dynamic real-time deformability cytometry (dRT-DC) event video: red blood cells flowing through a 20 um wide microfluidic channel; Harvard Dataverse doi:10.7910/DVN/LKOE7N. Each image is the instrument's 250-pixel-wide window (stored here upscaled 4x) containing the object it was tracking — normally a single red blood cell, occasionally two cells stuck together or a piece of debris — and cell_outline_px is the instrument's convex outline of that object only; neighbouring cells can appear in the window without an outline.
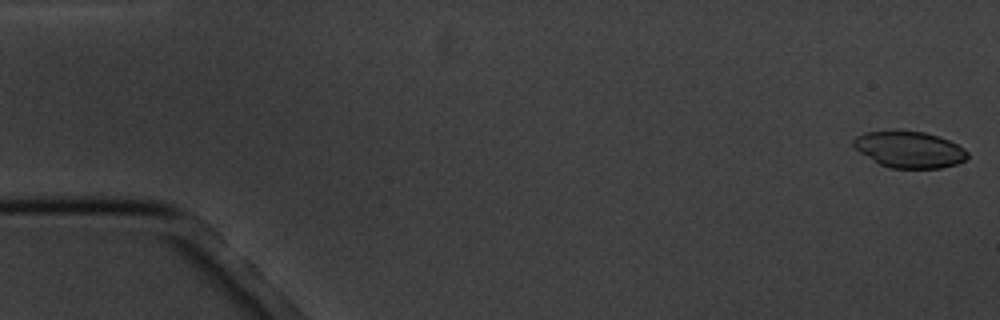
{"species": "common noctule bat (a hibernating species)", "species_latin": "Nyctalus noctula", "temperature_condition": "cold", "stored_images_in_passage": 4, "camera_frame_rate_fps": 3000, "um_per_image_px": 0.085, "animal": {"sex": "male", "body_mass_g": 20.1, "forearm_length_mm": 53.5}, "frame": {"image": 1, "passage_image": 1, "time_ms": 0.0, "image_size_px": [1000, 320], "cell_outline_px": [[968, 156], [964, 160], [956, 164], [940, 168], [888, 168], [880, 164], [860, 152], [852, 144], [852, 140], [856, 136], [864, 132], [924, 132], [948, 140], [964, 148], [968, 152]], "centroid_in_image_um": [77.29, 12.73], "position_along_channel_um": 7.7, "area_um2": 23.7}}
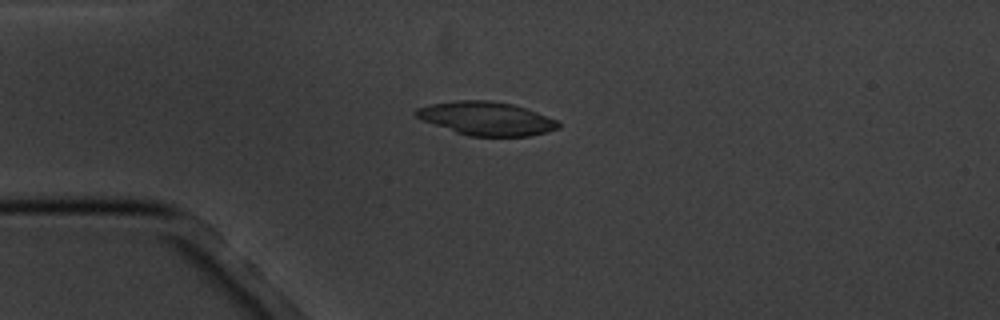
{"frame": {"image": 2, "passage_image": 4, "time_ms": 4.333, "image_size_px": [1000, 320], "cell_outline_px": [[560, 128], [528, 136], [468, 136], [456, 132], [424, 120], [416, 116], [412, 112], [416, 108], [428, 104], [456, 100], [492, 100], [512, 104], [536, 112], [556, 120], [560, 124]], "centroid_in_image_um": [41.31, 10.06], "position_along_channel_um": 43.7, "area_um2": 27.57}}